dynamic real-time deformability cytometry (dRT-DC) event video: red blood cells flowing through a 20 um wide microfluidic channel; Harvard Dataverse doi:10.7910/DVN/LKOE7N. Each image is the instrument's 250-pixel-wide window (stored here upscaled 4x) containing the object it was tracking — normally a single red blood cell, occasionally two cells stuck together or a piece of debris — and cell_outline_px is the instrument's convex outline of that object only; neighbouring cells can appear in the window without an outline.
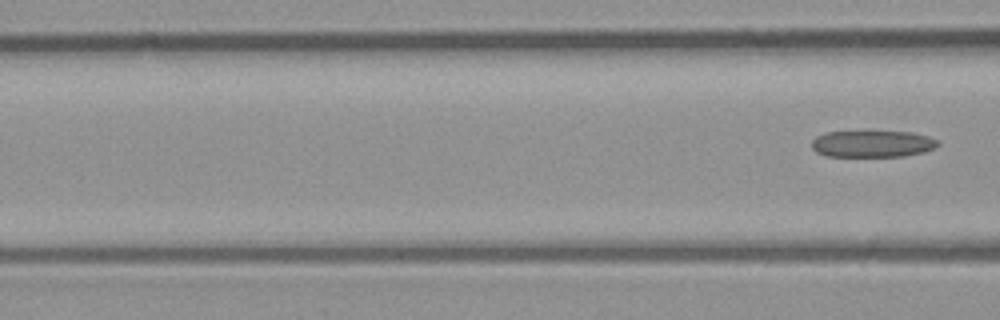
{"species": "common noctule bat (a hibernating species)", "species_latin": "Nyctalus noctula", "temperature_condition": "room temperature", "stored_images_in_passage": 5, "segment_of_instrument_passage": [2, 2], "camera_frame_rate_fps": 3000, "um_per_image_px": 0.085, "animal": {"sex": "male", "body_mass_g": 23.1, "forearm_length_mm": 52.7}, "frame": {"image": 1, "passage_image": 5, "time_ms": 1.333, "image_size_px": [1000, 320], "cell_outline_px": [[940, 144], [936, 148], [924, 152], [904, 156], [824, 156], [816, 152], [812, 148], [812, 140], [816, 136], [824, 132], [912, 132], [928, 136], [936, 140]], "centroid_in_image_um": [74.15, 12.23], "position_along_channel_um": 92.5, "area_um2": 19.65}}